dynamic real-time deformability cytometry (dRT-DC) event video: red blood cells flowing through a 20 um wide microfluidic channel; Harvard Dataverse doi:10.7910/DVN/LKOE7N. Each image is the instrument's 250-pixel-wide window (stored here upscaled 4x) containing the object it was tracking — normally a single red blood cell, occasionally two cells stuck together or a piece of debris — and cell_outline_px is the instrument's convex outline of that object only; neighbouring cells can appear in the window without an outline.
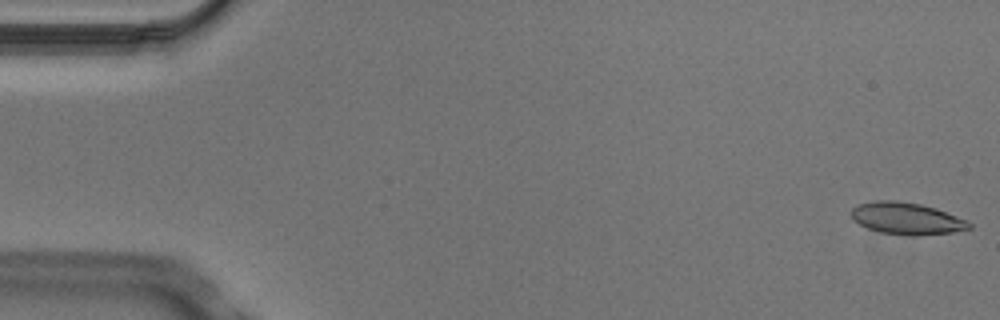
{"species": "Egyptian fruit bat (a non-hibernating species)", "species_latin": "Rousettus aegyptiacus", "temperature_condition": "cold", "stored_images_in_passage": 5, "camera_frame_rate_fps": 3000, "um_per_image_px": 0.085, "animal": {"sex": "male"}, "frame": {"image": 1, "passage_image": 1, "time_ms": 0.0, "image_size_px": [1000, 320], "cell_outline_px": [[972, 228], [952, 232], [912, 236], [880, 232], [868, 228], [852, 220], [852, 208], [860, 204], [872, 200], [896, 200], [920, 204], [936, 208], [968, 220], [972, 224]], "centroid_in_image_um": [77.08, 18.56], "position_along_channel_um": 7.9, "area_um2": 21.96}}